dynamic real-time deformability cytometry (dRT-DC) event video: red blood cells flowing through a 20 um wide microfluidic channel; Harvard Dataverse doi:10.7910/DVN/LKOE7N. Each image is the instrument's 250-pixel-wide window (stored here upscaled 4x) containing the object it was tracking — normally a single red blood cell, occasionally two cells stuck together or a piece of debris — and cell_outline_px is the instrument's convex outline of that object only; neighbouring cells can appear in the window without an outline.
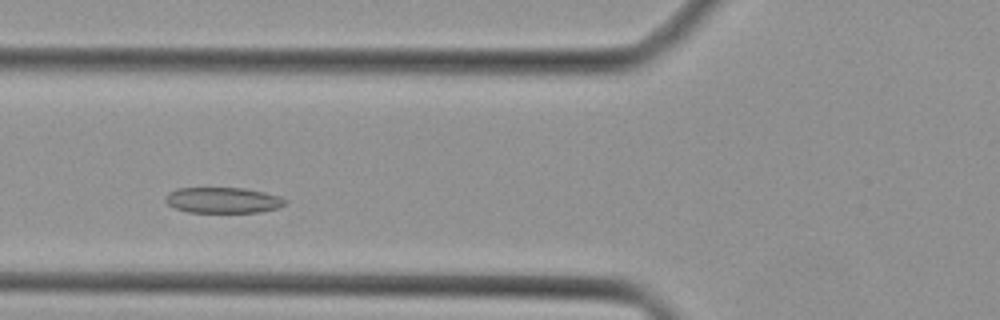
{"species": "Egyptian fruit bat (a non-hibernating species)", "species_latin": "Rousettus aegyptiacus", "temperature_condition": "cold", "stored_images_in_passage": 14, "camera_frame_rate_fps": 3000, "um_per_image_px": 0.085, "animal": {"sex": "female"}, "frame": {"image": 1, "passage_image": 3, "time_ms": 0.667, "image_size_px": [1000, 320], "cell_outline_px": [[288, 200], [284, 204], [276, 208], [260, 212], [188, 212], [176, 208], [168, 204], [164, 200], [172, 192], [180, 188], [244, 188], [264, 192], [280, 196]], "centroid_in_image_um": [19.0, 17.02], "position_along_channel_um": 106.8, "area_um2": 17.69}}
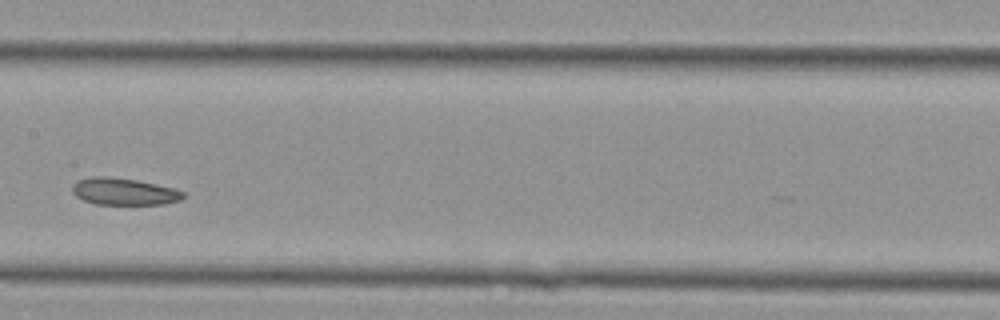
{"frame": {"image": 2, "passage_image": 9, "time_ms": 2.667, "image_size_px": [1000, 320], "cell_outline_px": [[184, 196], [180, 200], [164, 204], [96, 204], [84, 200], [76, 196], [72, 192], [72, 184], [76, 180], [92, 176], [108, 176], [136, 180], [176, 188], [184, 192]], "centroid_in_image_um": [10.52, 16.27], "position_along_channel_um": 196.9, "area_um2": 17.51}}
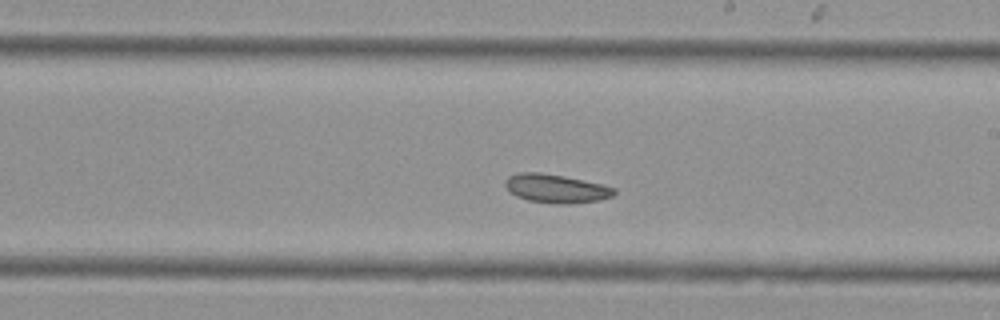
{"frame": {"image": 3, "passage_image": 12, "time_ms": 3.667, "image_size_px": [1000, 320], "cell_outline_px": [[616, 192], [612, 196], [600, 200], [572, 204], [556, 204], [528, 200], [516, 196], [504, 184], [504, 180], [508, 176], [520, 172], [540, 172], [564, 176], [600, 184], [616, 188]], "centroid_in_image_um": [47.26, 16.03], "position_along_channel_um": 241.7, "area_um2": 18.15}}